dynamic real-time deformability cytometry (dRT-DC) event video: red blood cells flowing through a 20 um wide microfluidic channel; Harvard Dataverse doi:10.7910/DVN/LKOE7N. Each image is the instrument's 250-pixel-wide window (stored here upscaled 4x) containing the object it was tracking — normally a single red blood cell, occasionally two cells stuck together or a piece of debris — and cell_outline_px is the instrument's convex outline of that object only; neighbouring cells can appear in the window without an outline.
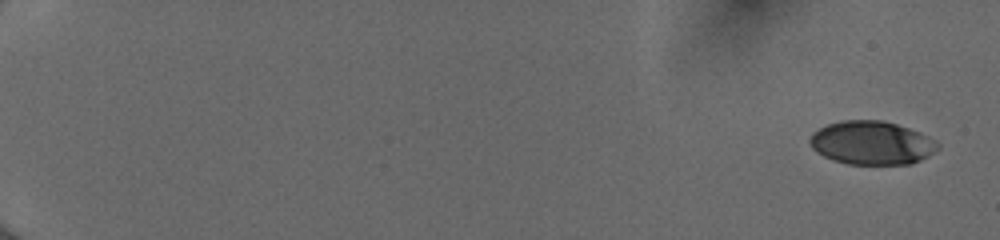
{"species": "human", "species_latin": "Homo sapiens", "temperature_condition": "cold", "stored_images_in_passage": 53, "camera_frame_rate_fps": 3000, "um_per_image_px": 0.085, "donor": {"sex": "female"}, "frame": {"image": 1, "passage_image": 1, "time_ms": 0.0, "image_size_px": [1000, 240], "cell_outline_px": [[940, 148], [928, 156], [912, 164], [848, 164], [832, 160], [816, 152], [812, 148], [808, 140], [812, 132], [828, 124], [840, 120], [884, 120], [920, 132], [936, 140], [940, 144]], "centroid_in_image_um": [74.09, 12.14], "position_along_channel_um": 10.9, "area_um2": 32.71}}
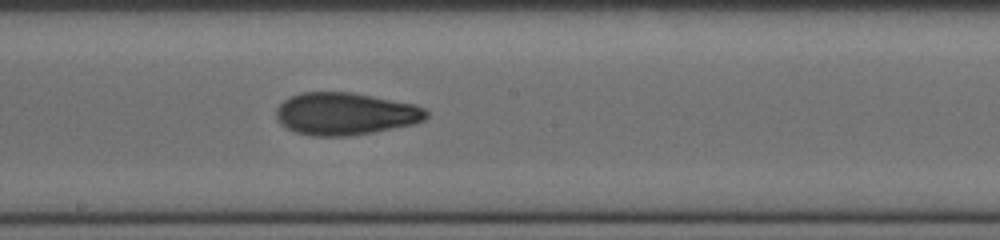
{"frame": {"image": 2, "passage_image": 32, "time_ms": 10.333, "image_size_px": [1000, 240], "cell_outline_px": [[428, 116], [424, 120], [416, 124], [372, 132], [348, 136], [312, 136], [296, 132], [280, 124], [276, 116], [276, 108], [284, 100], [300, 92], [352, 92], [416, 104], [424, 108], [428, 112]], "centroid_in_image_um": [29.37, 9.67], "position_along_channel_um": 218.8, "area_um2": 37.22}}
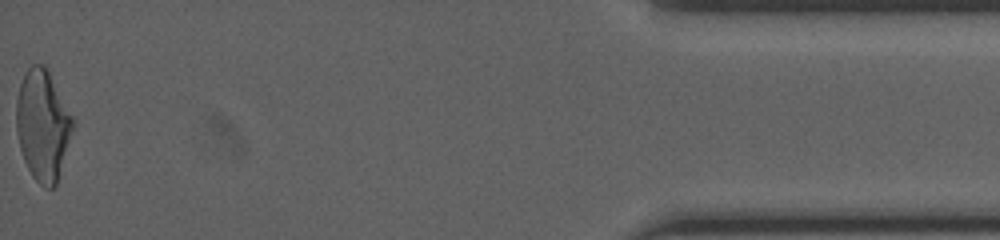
{"frame": {"image": 3, "passage_image": 53, "time_ms": 17.333, "image_size_px": [1000, 240], "cell_outline_px": [[76, 120], [56, 184], [52, 188], [44, 188], [32, 176], [24, 160], [20, 148], [16, 132], [16, 100], [20, 84], [24, 72], [32, 64], [44, 64]], "centroid_in_image_um": [3.63, 10.62], "position_along_channel_um": 431.6, "area_um2": 36.53}, "authors_computed_cell_mechanics": {"area_um2": 35.3736, "velocity_mm_per_s": 4.0632, "shape_relaxation_time_tau1_ms": 5.2637, "shape_relaxation_time_tau2_ms": 2.0985, "deformation_change_tau1": 0.1737, "deformation_change_tau2": 0.0878}}